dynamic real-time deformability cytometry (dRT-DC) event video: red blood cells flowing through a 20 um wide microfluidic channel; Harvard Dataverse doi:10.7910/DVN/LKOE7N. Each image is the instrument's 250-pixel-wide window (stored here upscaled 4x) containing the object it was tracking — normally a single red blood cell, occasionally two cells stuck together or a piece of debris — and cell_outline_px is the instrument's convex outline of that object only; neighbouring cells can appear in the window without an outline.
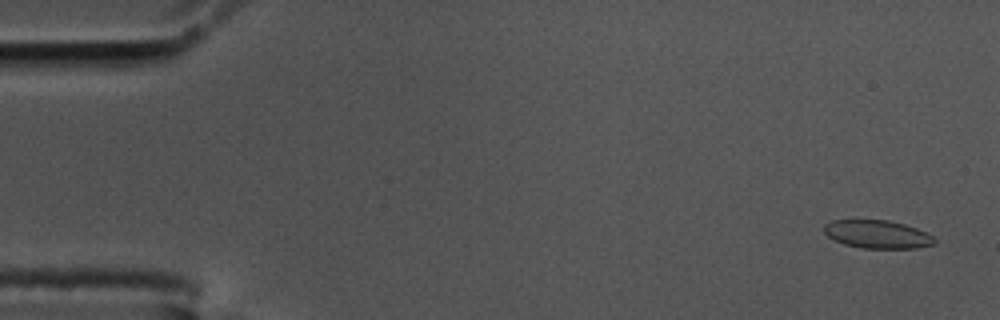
{"species": "common noctule bat (a hibernating species)", "species_latin": "Nyctalus noctula", "temperature_condition": "cold", "stored_images_in_passage": 58, "camera_frame_rate_fps": 3000, "um_per_image_px": 0.085, "animal": {"sex": "male", "body_mass_g": 17.5, "forearm_length_mm": 52.3}, "frame": {"image": 1, "passage_image": 3, "time_ms": 0.667, "image_size_px": [1000, 320], "cell_outline_px": [[936, 244], [916, 248], [860, 248], [844, 244], [832, 240], [824, 232], [824, 224], [832, 220], [888, 220], [904, 224], [916, 228], [932, 236], [936, 240]], "centroid_in_image_um": [74.55, 19.92], "position_along_channel_um": 10.4, "area_um2": 18.15}}
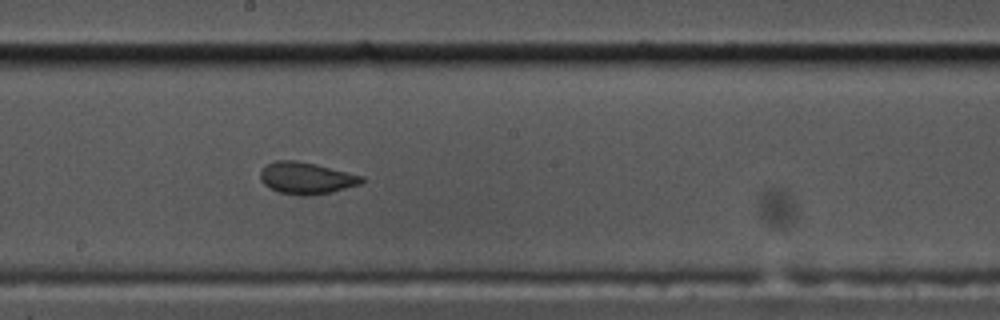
{"frame": {"image": 2, "passage_image": 32, "time_ms": 10.333, "image_size_px": [1000, 320], "cell_outline_px": [[364, 180], [360, 184], [332, 192], [308, 196], [300, 196], [280, 192], [264, 184], [260, 180], [260, 172], [264, 164], [276, 160], [296, 160], [316, 164], [364, 176]], "centroid_in_image_um": [26.02, 15.13], "position_along_channel_um": 222.2, "area_um2": 18.9}}
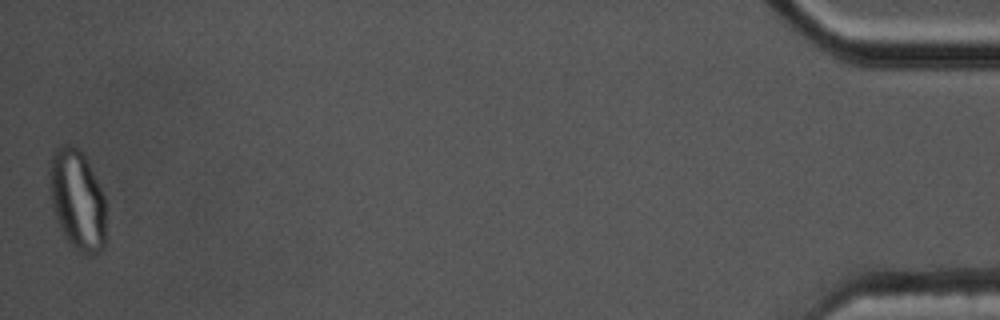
{"frame": {"image": 3, "passage_image": 58, "time_ms": 19.0, "image_size_px": [1000, 320], "cell_outline_px": [[104, 248], [96, 256], [92, 256], [80, 252], [64, 236], [60, 228], [52, 204], [48, 172], [52, 152], [56, 148], [64, 144], [72, 144], [80, 148], [104, 196]], "centroid_in_image_um": [6.55, 16.97], "position_along_channel_um": 428.7, "area_um2": 32.77}}